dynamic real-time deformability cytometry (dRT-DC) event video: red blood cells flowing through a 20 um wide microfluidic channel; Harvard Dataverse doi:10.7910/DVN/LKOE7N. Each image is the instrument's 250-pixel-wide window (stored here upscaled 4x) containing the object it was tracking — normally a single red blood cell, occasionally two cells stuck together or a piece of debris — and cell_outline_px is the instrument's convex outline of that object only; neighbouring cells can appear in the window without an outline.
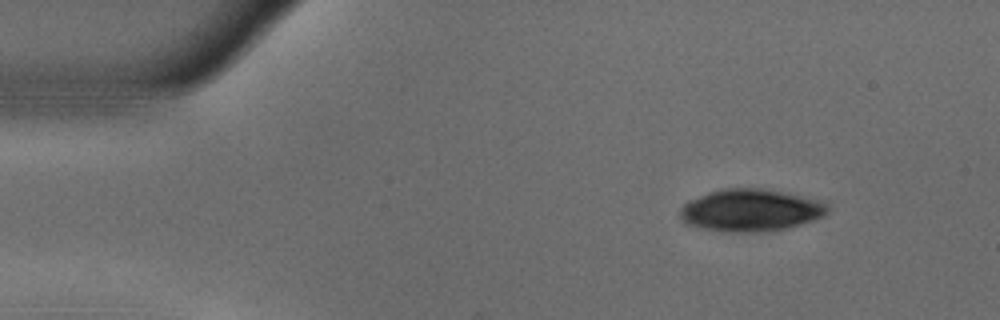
{"species": "common noctule bat (a hibernating species)", "species_latin": "Nyctalus noctula", "temperature_condition": "warm", "stored_images_in_passage": 48, "camera_frame_rate_fps": 3000, "um_per_image_px": 0.085, "animal": {"sex": "male", "body_mass_g": 18.8}, "frame": {"image": 1, "passage_image": 1, "time_ms": 0.0, "image_size_px": [1000, 320], "cell_outline_px": [[828, 212], [824, 216], [800, 224], [768, 232], [724, 232], [700, 228], [688, 224], [680, 216], [680, 208], [684, 204], [708, 192], [724, 188], [764, 188], [828, 200]], "centroid_in_image_um": [63.88, 17.86], "position_along_channel_um": 21.1, "area_um2": 36.7}}